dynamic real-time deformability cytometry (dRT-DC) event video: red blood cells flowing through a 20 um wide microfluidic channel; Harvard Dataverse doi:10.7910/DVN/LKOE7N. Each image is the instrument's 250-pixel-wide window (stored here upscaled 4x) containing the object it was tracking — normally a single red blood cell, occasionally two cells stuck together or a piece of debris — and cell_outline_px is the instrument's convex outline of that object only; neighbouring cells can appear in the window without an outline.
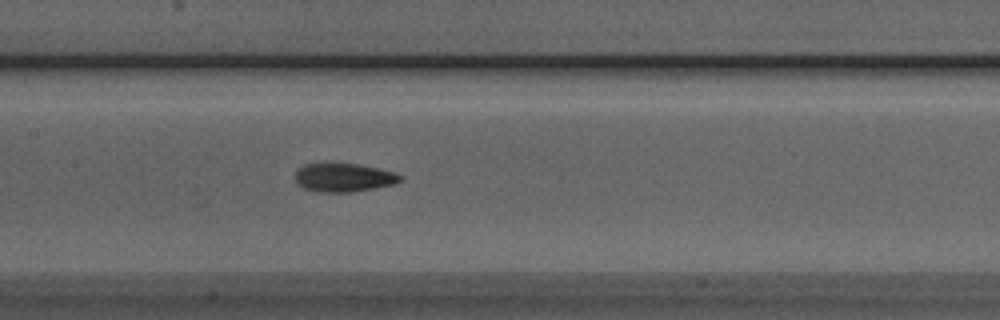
{"species": "Egyptian fruit bat (a non-hibernating species)", "species_latin": "Rousettus aegyptiacus", "temperature_condition": "room temperature", "stored_images_in_passage": 42, "camera_frame_rate_fps": 3000, "um_per_image_px": 0.085, "animal": {"sex": "male"}, "frame": {"image": 1, "passage_image": 15, "time_ms": 4.667, "image_size_px": [1000, 320], "cell_outline_px": [[404, 180], [396, 184], [352, 192], [316, 192], [304, 188], [296, 184], [296, 172], [304, 164], [324, 160], [332, 160], [356, 164], [396, 172], [404, 176]], "centroid_in_image_um": [29.21, 15.05], "position_along_channel_um": 178.2, "area_um2": 18.38}}
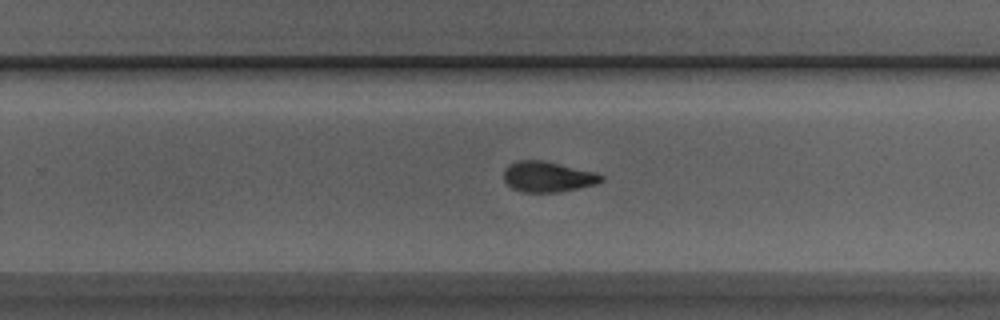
{"frame": {"image": 2, "passage_image": 23, "time_ms": 7.333, "image_size_px": [1000, 320], "cell_outline_px": [[604, 180], [596, 184], [560, 192], [520, 192], [512, 188], [504, 180], [504, 168], [508, 164], [516, 160], [544, 160], [596, 172], [604, 176]], "centroid_in_image_um": [46.55, 15.01], "position_along_channel_um": 283.2, "area_um2": 17.57}}
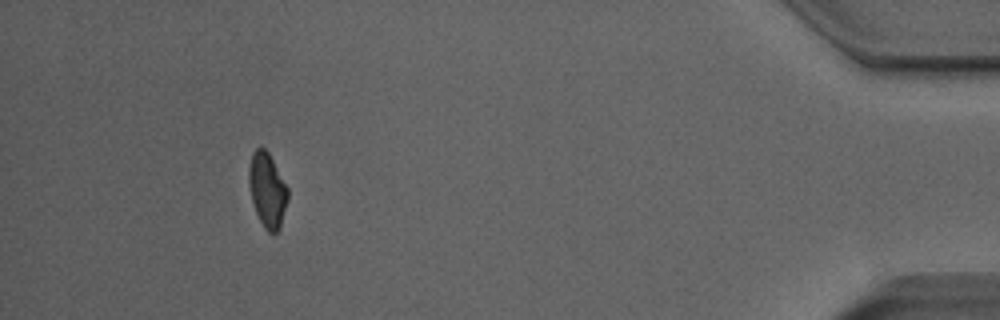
{"frame": {"image": 3, "passage_image": 38, "time_ms": 12.333, "image_size_px": [1000, 320], "cell_outline_px": [[288, 200], [280, 228], [272, 236], [264, 228], [256, 212], [252, 200], [248, 184], [248, 168], [252, 152], [256, 148], [264, 148], [268, 152], [288, 188]], "centroid_in_image_um": [22.71, 16.17], "position_along_channel_um": 412.5, "area_um2": 16.99}, "authors_computed_cell_mechanics": {"area_um2": 17.5712, "velocity_mm_per_s": 3.9586, "shape_relaxation_time_tau1_ms": 5.5247, "shape_relaxation_time_tau2_ms": 2.1719, "deformation_change_tau1": 0.1701, "deformation_change_tau2": 0.0794}}